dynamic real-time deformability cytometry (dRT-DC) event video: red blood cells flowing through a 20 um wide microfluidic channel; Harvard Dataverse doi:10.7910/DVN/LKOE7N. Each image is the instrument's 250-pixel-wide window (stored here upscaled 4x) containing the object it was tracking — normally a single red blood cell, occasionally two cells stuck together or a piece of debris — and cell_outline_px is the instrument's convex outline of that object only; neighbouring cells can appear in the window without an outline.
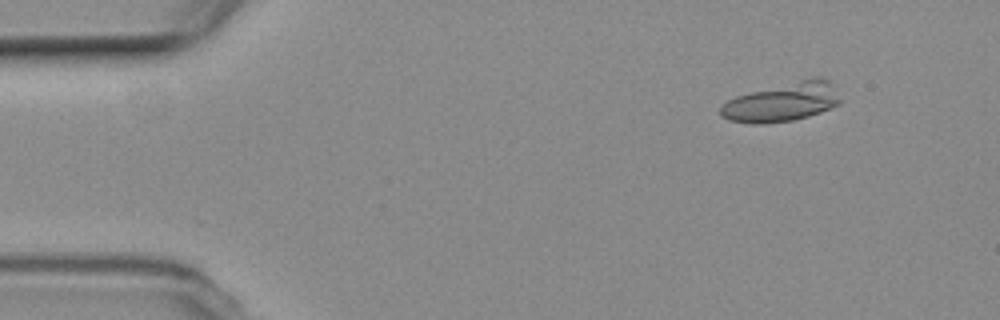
{"species": "common noctule bat (a hibernating species)", "species_latin": "Nyctalus noctula", "temperature_condition": "room temperature", "stored_images_in_passage": 6, "camera_frame_rate_fps": 3000, "um_per_image_px": 0.085, "animal": {"sex": "female", "body_mass_g": 19.3, "forearm_length_mm": 54.1}, "frame": {"image": 1, "passage_image": 2, "time_ms": 1.0, "image_size_px": [1000, 320], "cell_outline_px": [[840, 104], [820, 112], [808, 116], [792, 120], [764, 124], [752, 124], [728, 120], [720, 116], [720, 108], [728, 100], [736, 96], [812, 76], [820, 76], [828, 80], [832, 84], [840, 100]], "centroid_in_image_um": [66.49, 8.68], "position_along_channel_um": 18.5, "area_um2": 27.05}}
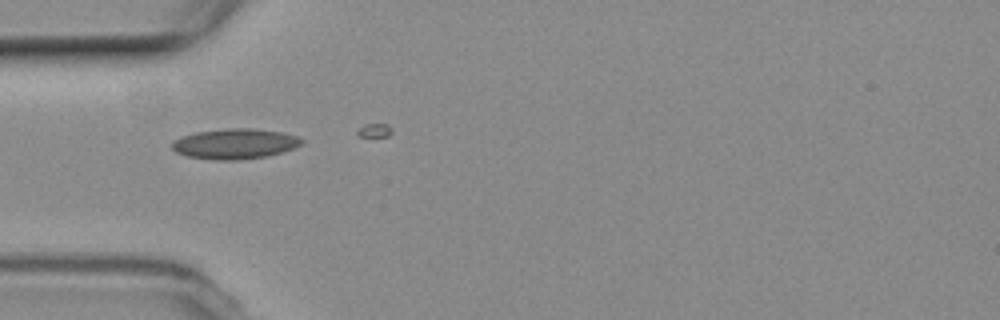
{"frame": {"image": 2, "passage_image": 5, "time_ms": 4.667, "image_size_px": [1000, 320], "cell_outline_px": [[304, 140], [300, 144], [292, 148], [268, 156], [240, 160], [216, 160], [188, 156], [176, 152], [172, 148], [172, 140], [196, 132], [228, 128], [252, 128], [280, 132], [296, 136]], "centroid_in_image_um": [19.94, 12.22], "position_along_channel_um": 65.1, "area_um2": 22.66}}